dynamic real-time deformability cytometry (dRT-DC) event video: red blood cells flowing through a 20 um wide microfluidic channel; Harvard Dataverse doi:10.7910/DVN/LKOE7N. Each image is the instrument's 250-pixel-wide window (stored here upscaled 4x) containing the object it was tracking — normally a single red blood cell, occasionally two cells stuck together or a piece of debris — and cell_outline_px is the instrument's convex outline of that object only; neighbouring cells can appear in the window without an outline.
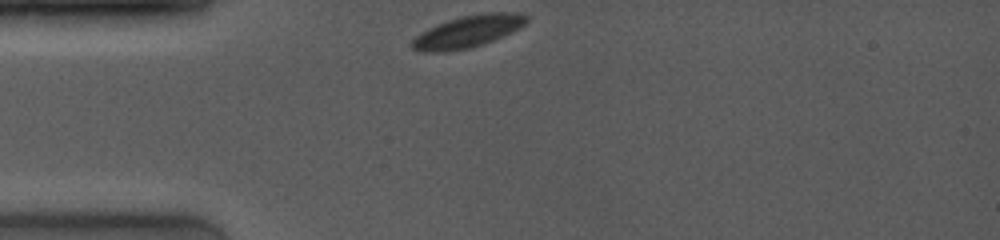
{"species": "common noctule bat (a hibernating species)", "species_latin": "Nyctalus noctula", "temperature_condition": "room temperature", "stored_images_in_passage": 41, "camera_frame_rate_fps": 4000, "um_per_image_px": 0.085, "animal": {"sex": "female", "body_mass_g": 19.0, "forearm_length_mm": 53.3}, "frame": {"image": 1, "passage_image": 1, "time_ms": 0.0, "image_size_px": [1000, 240], "cell_outline_px": [[528, 20], [520, 28], [504, 36], [484, 44], [468, 48], [448, 52], [420, 52], [412, 48], [412, 40], [420, 32], [428, 28], [448, 20], [464, 16], [492, 12], [516, 12], [528, 16]], "centroid_in_image_um": [39.77, 2.69], "position_along_channel_um": 45.2, "area_um2": 21.33}}
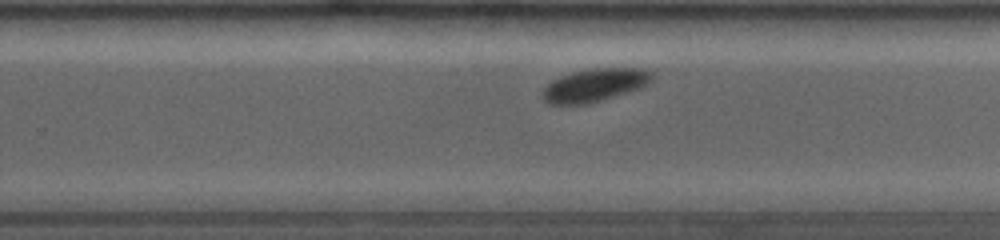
{"frame": {"image": 2, "passage_image": 27, "time_ms": 6.5, "image_size_px": [1000, 240], "cell_outline_px": [[652, 80], [640, 88], [588, 104], [548, 104], [544, 100], [544, 88], [552, 80], [560, 76], [572, 72], [592, 68], [644, 68], [652, 72]], "centroid_in_image_um": [50.56, 7.22], "position_along_channel_um": 279.2, "area_um2": 20.87}}
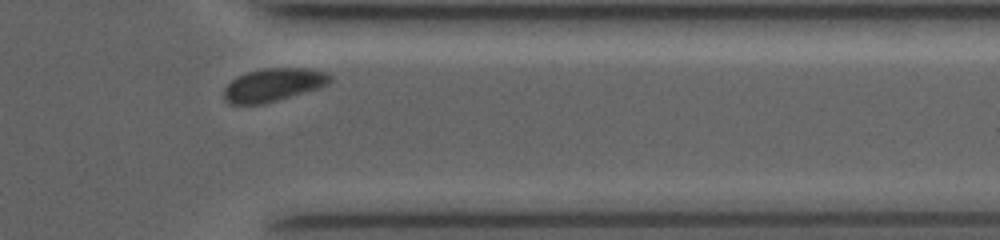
{"frame": {"image": 3, "passage_image": 38, "time_ms": 9.25, "image_size_px": [1000, 240], "cell_outline_px": [[332, 80], [328, 84], [316, 88], [264, 104], [228, 104], [224, 100], [224, 88], [236, 76], [248, 72], [264, 68], [308, 68], [324, 72], [332, 76]], "centroid_in_image_um": [23.19, 7.21], "position_along_channel_um": 388.2, "area_um2": 20.29}}